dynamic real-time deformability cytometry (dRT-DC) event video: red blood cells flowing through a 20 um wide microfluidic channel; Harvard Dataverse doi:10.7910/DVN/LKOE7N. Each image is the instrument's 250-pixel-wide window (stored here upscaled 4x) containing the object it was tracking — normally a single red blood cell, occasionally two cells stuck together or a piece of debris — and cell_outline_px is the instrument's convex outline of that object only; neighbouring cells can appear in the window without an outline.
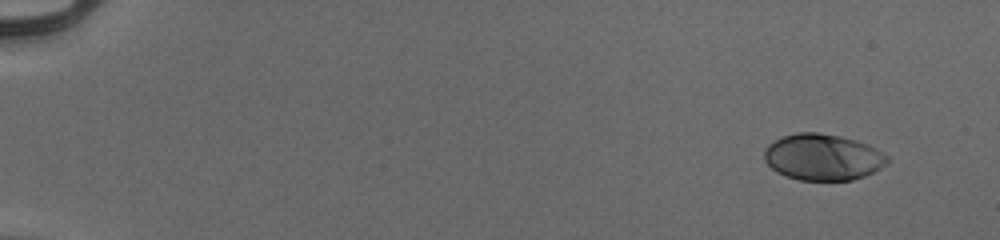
{"species": "human", "species_latin": "Homo sapiens", "temperature_condition": "cold", "stored_images_in_passage": 51, "camera_frame_rate_fps": 3000, "um_per_image_px": 0.085, "donor": {"sex": "male"}, "frame": {"image": 1, "passage_image": 1, "time_ms": 0.0, "image_size_px": [1000, 240], "cell_outline_px": [[888, 160], [880, 168], [864, 176], [852, 180], [800, 180], [784, 176], [776, 172], [764, 160], [764, 148], [768, 144], [784, 136], [796, 132], [816, 132], [840, 136], [856, 140], [868, 144], [876, 148], [888, 156]], "centroid_in_image_um": [69.91, 13.35], "position_along_channel_um": 15.1, "area_um2": 33.23}}
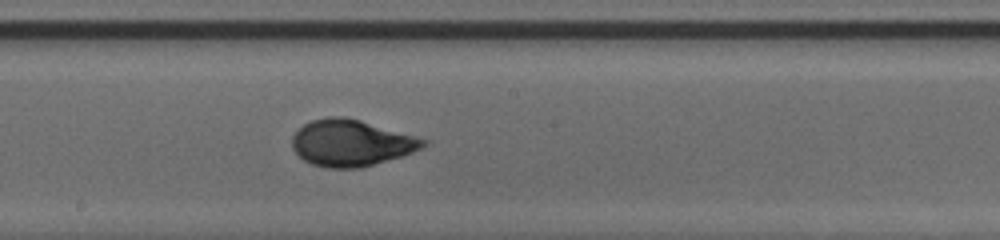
{"frame": {"image": 2, "passage_image": 29, "time_ms": 9.333, "image_size_px": [1000, 240], "cell_outline_px": [[428, 144], [412, 152], [400, 156], [360, 168], [324, 168], [312, 164], [304, 160], [292, 148], [292, 136], [304, 124], [312, 120], [328, 116], [344, 116], [360, 120], [428, 140]], "centroid_in_image_um": [29.82, 12.15], "position_along_channel_um": 218.4, "area_um2": 35.2}}
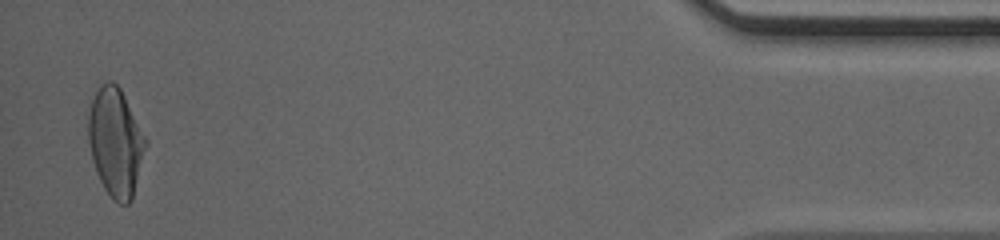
{"frame": {"image": 3, "passage_image": 50, "time_ms": 16.333, "image_size_px": [1000, 240], "cell_outline_px": [[148, 140], [132, 200], [128, 204], [120, 204], [112, 200], [104, 188], [100, 180], [92, 160], [88, 144], [88, 112], [92, 100], [100, 84], [108, 80], [112, 80], [120, 88]], "centroid_in_image_um": [9.82, 12.09], "position_along_channel_um": 425.4, "area_um2": 36.36}, "authors_computed_cell_mechanics": {"area_um2": 34.1598, "velocity_mm_per_s": 3.9586, "shape_relaxation_time_tau1_ms": 4.6473, "shape_relaxation_time_tau2_ms": null, "deformation_change_tau1": 0.195, "deformation_change_tau2": null}}